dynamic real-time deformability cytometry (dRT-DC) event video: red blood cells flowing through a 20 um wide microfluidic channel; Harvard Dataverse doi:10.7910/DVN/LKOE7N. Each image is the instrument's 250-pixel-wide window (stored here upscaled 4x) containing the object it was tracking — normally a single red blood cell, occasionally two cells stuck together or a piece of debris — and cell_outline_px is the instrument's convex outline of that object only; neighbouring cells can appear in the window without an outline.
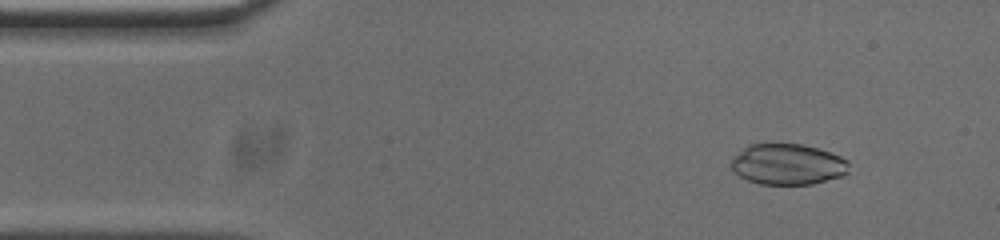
{"species": "common noctule bat (a hibernating species)", "species_latin": "Nyctalus noctula", "temperature_condition": "cold", "stored_images_in_passage": 52, "camera_frame_rate_fps": 3000, "um_per_image_px": 0.085, "animal": {"sex": "male", "body_mass_g": 20.0, "forearm_length_mm": 53.3}, "frame": {"image": 1, "passage_image": 5, "time_ms": 1.333, "image_size_px": [1000, 240], "cell_outline_px": [[848, 172], [844, 176], [812, 184], [760, 184], [748, 180], [740, 176], [732, 168], [732, 156], [748, 144], [772, 140], [804, 144], [832, 152], [848, 160]], "centroid_in_image_um": [66.95, 13.9], "position_along_channel_um": 18.1, "area_um2": 29.02}}
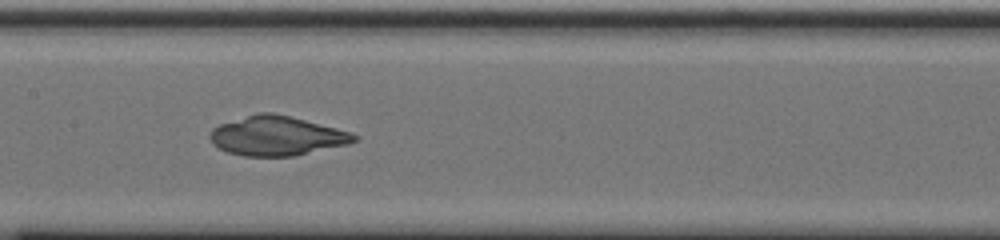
{"frame": {"image": 2, "passage_image": 24, "time_ms": 7.667, "image_size_px": [1000, 240], "cell_outline_px": [[360, 136], [356, 140], [348, 144], [292, 156], [244, 156], [228, 152], [212, 144], [208, 136], [212, 128], [220, 124], [256, 112], [272, 112], [352, 132]], "centroid_in_image_um": [23.5, 11.54], "position_along_channel_um": 183.9, "area_um2": 32.95}}
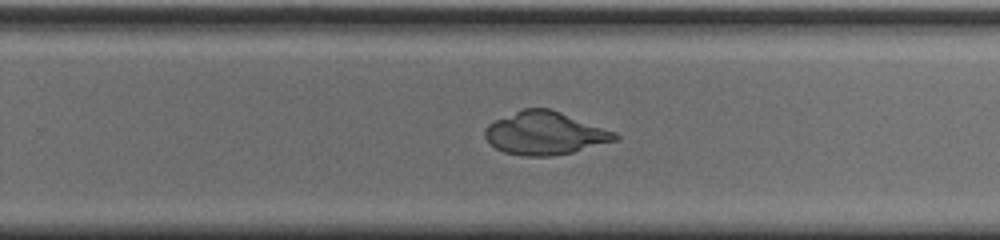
{"frame": {"image": 3, "passage_image": 32, "time_ms": 10.333, "image_size_px": [1000, 240], "cell_outline_px": [[620, 136], [616, 140], [572, 152], [548, 156], [524, 156], [504, 152], [496, 148], [484, 136], [484, 128], [492, 120], [524, 108], [552, 108], [616, 132]], "centroid_in_image_um": [46.3, 11.3], "position_along_channel_um": 283.5, "area_um2": 32.66}}